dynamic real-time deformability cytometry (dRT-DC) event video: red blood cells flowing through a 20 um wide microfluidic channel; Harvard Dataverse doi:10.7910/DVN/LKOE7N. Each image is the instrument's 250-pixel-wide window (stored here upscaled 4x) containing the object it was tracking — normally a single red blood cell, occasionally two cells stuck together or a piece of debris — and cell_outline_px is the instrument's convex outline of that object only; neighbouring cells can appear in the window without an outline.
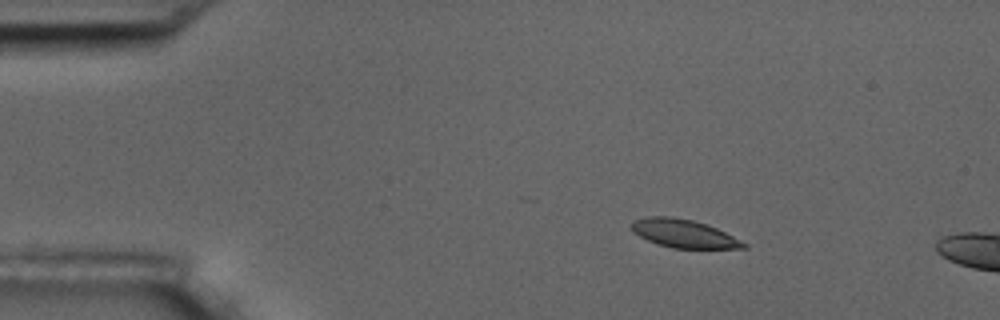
{"species": "common noctule bat (a hibernating species)", "species_latin": "Nyctalus noctula", "temperature_condition": "room temperature", "stored_images_in_passage": 4, "camera_frame_rate_fps": 3000, "um_per_image_px": 0.085, "animal": {"sex": "male", "body_mass_g": 17.5, "forearm_length_mm": 52.3}, "frame": {"image": 1, "passage_image": 2, "time_ms": 1.0, "image_size_px": [1000, 320], "cell_outline_px": [[748, 248], [672, 248], [656, 244], [632, 232], [632, 220], [644, 216], [672, 216], [692, 220], [716, 228], [748, 244]], "centroid_in_image_um": [58.07, 19.84], "position_along_channel_um": 26.9, "area_um2": 18.38}}